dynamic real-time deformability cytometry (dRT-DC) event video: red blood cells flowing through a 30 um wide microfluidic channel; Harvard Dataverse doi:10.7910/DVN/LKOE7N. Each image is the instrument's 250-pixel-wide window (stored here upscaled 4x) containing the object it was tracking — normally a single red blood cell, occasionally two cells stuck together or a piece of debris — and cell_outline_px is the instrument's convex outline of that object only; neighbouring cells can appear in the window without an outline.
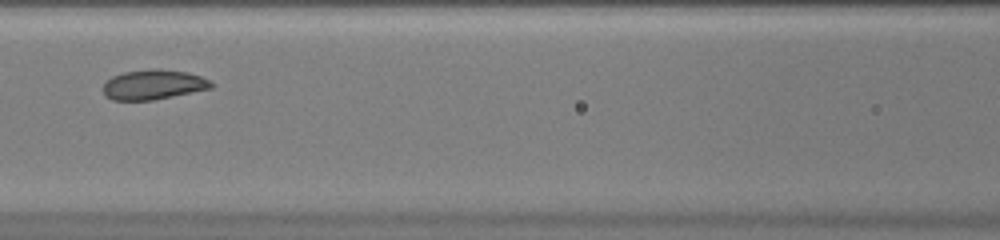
{"species": "common noctule bat (a hibernating species)", "species_latin": "Nyctalus noctula", "temperature_condition": "warm", "stored_images_in_passage": 38, "camera_frame_rate_fps": 3000, "um_per_image_px": 0.085, "animal": {"sex": "female", "body_mass_g": 20.0, "forearm_length_mm": 54.0}, "frame": {"image": 1, "passage_image": 11, "time_ms": 3.333, "image_size_px": [1000, 240], "cell_outline_px": [[216, 84], [212, 88], [152, 100], [112, 100], [104, 96], [104, 84], [112, 76], [124, 72], [156, 68], [160, 68], [188, 72], [200, 76]], "centroid_in_image_um": [13.05, 7.18], "position_along_channel_um": 153.6, "area_um2": 18.79}}
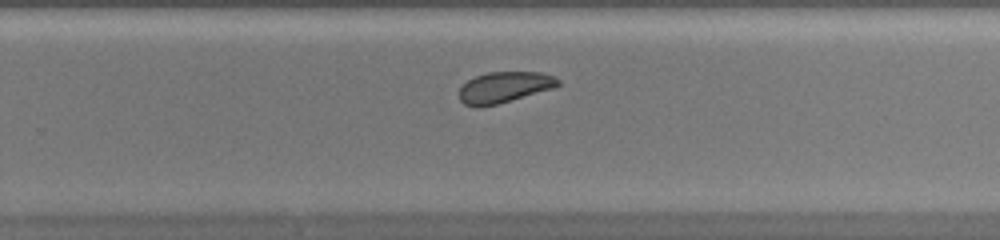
{"frame": {"image": 2, "passage_image": 21, "time_ms": 6.667, "image_size_px": [1000, 240], "cell_outline_px": [[560, 84], [556, 88], [496, 104], [464, 104], [460, 100], [460, 88], [468, 80], [476, 76], [488, 72], [540, 72], [556, 76], [560, 80]], "centroid_in_image_um": [42.96, 7.37], "position_along_channel_um": 286.8, "area_um2": 17.46}}
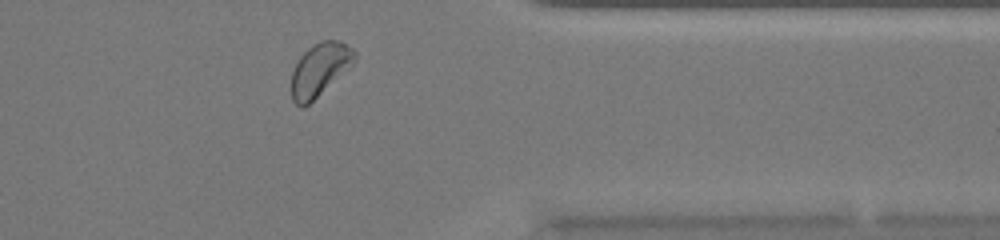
{"frame": {"image": 3, "passage_image": 29, "time_ms": 9.333, "image_size_px": [1000, 240], "cell_outline_px": [[356, 60], [352, 64], [304, 108], [300, 108], [292, 100], [292, 72], [300, 56], [312, 44], [320, 40], [336, 40], [352, 48], [356, 52]], "centroid_in_image_um": [27.15, 5.9], "position_along_channel_um": 384.2, "area_um2": 19.13}, "authors_computed_cell_mechanics": {"area_um2": 19.0162, "velocity_mm_per_s": 4.0125, "shape_relaxation_time_tau1_ms": 3.9591, "shape_relaxation_time_tau2_ms": null, "deformation_change_tau1": 0.0676, "deformation_change_tau2": null}}